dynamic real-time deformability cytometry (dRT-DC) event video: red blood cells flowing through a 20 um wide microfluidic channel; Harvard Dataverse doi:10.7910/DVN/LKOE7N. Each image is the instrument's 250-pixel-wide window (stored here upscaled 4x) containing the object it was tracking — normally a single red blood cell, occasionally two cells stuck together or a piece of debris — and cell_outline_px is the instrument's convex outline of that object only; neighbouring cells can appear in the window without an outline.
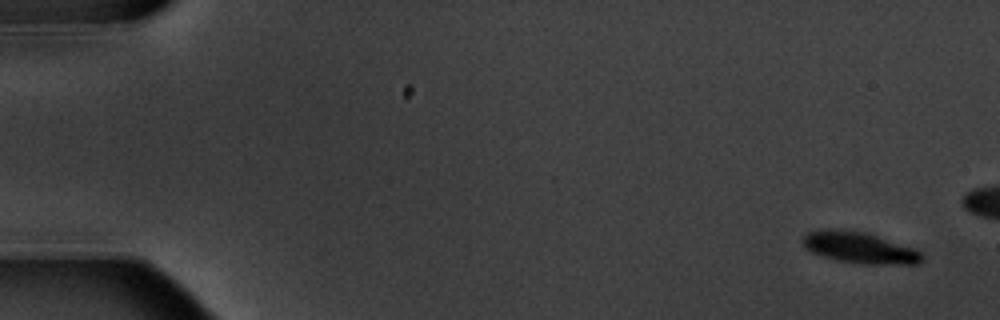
{"species": "common noctule bat (a hibernating species)", "species_latin": "Nyctalus noctula", "temperature_condition": "warm", "stored_images_in_passage": 5, "camera_frame_rate_fps": 3000, "um_per_image_px": 0.085, "animal": {"sex": "male", "body_mass_g": 20.1, "forearm_length_mm": 53.5}, "frame": {"image": 1, "passage_image": 1, "time_ms": 0.0, "image_size_px": [1000, 320], "cell_outline_px": [[924, 260], [920, 264], [864, 264], [836, 260], [812, 252], [804, 248], [800, 240], [808, 232], [864, 232], [916, 248], [924, 256]], "centroid_in_image_um": [73.16, 21.11], "position_along_channel_um": 11.8, "area_um2": 21.04}}